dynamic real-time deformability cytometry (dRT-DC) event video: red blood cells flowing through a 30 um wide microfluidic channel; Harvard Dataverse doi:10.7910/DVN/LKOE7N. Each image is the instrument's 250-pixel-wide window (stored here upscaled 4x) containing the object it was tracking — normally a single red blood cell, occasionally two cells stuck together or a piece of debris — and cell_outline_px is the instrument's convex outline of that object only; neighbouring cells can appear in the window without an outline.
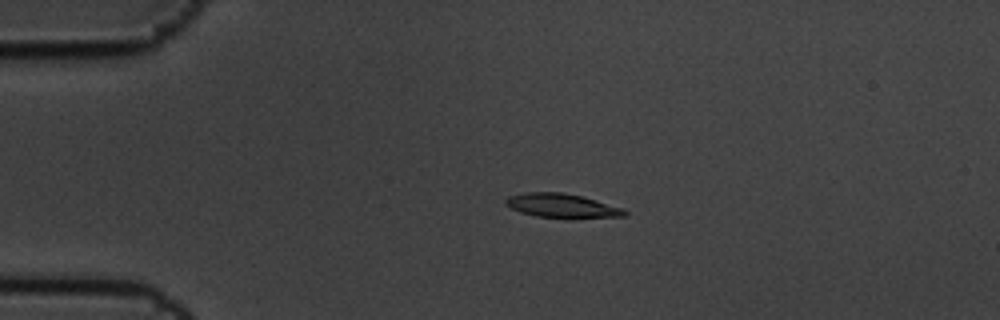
{"species": "common noctule bat (a hibernating species)", "species_latin": "Nyctalus noctula", "temperature_condition": "cold", "stored_images_in_passage": 4, "camera_frame_rate_fps": 3000, "um_per_image_px": 0.085, "animal": {"sex": "male", "body_mass_g": 19.5, "forearm_length_mm": 54.6}, "frame": {"image": 1, "passage_image": 3, "time_ms": 0.667, "image_size_px": [1000, 320], "cell_outline_px": [[628, 212], [624, 216], [568, 220], [536, 216], [520, 212], [504, 204], [504, 200], [508, 196], [524, 192], [564, 192], [584, 196], [624, 208]], "centroid_in_image_um": [47.8, 17.51], "position_along_channel_um": 37.2, "area_um2": 17.46}}